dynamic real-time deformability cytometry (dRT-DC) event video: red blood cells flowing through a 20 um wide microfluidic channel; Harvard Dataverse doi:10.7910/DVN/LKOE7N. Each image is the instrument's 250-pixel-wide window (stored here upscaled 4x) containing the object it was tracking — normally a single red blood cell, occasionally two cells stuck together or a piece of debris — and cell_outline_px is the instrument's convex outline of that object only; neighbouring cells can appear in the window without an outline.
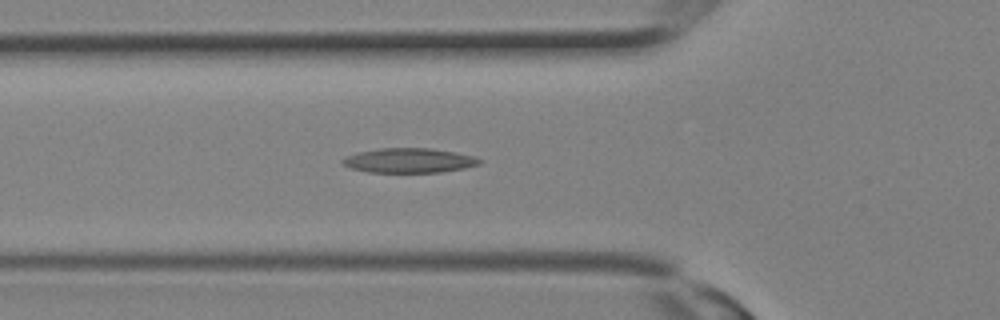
{"species": "Egyptian fruit bat (a non-hibernating species)", "species_latin": "Rousettus aegyptiacus", "temperature_condition": "room temperature", "stored_images_in_passage": 6, "camera_frame_rate_fps": 3000, "um_per_image_px": 0.085, "animal": {"sex": "female"}, "frame": {"image": 1, "passage_image": 4, "time_ms": 1.0, "image_size_px": [1000, 320], "cell_outline_px": [[484, 160], [480, 164], [464, 168], [440, 172], [368, 172], [352, 168], [344, 164], [340, 160], [356, 152], [380, 148], [432, 148], [472, 156]], "centroid_in_image_um": [34.77, 13.64], "position_along_channel_um": 91.0, "area_um2": 19.48}}
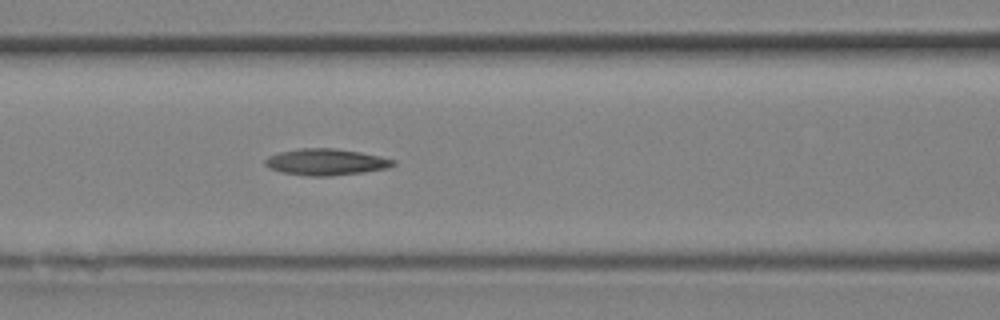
{"frame": {"image": 2, "passage_image": 6, "time_ms": 1.667, "image_size_px": [1000, 320], "cell_outline_px": [[396, 164], [388, 168], [364, 172], [332, 176], [308, 176], [280, 172], [268, 168], [264, 164], [264, 160], [268, 156], [280, 152], [300, 148], [332, 148], [360, 152], [380, 156], [396, 160]], "centroid_in_image_um": [27.7, 13.77], "position_along_channel_um": 138.9, "area_um2": 19.88}}